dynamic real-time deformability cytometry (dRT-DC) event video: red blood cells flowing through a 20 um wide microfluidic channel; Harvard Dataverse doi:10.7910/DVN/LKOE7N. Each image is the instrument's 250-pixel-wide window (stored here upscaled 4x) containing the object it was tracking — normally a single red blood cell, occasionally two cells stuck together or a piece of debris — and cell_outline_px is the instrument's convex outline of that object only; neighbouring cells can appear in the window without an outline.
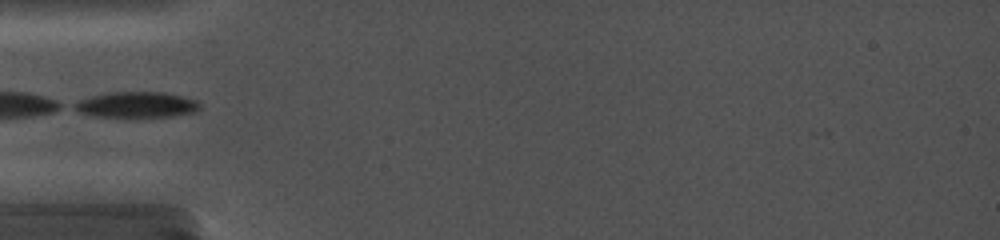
{"species": "common noctule bat (a hibernating species)", "species_latin": "Nyctalus noctula", "temperature_condition": "cold", "stored_images_in_passage": 22, "camera_frame_rate_fps": 5000, "um_per_image_px": 0.085, "animal": {"sex": "female", "body_mass_g": 19.0, "forearm_length_mm": 56.7}, "frame": {"image": 1, "passage_image": 1, "time_ms": 0.0, "image_size_px": [1000, 240], "cell_outline_px": [[200, 108], [196, 112], [172, 116], [92, 116], [80, 112], [72, 108], [72, 104], [80, 100], [104, 92], [164, 92], [184, 96], [196, 100], [200, 104]], "centroid_in_image_um": [11.61, 8.89], "position_along_channel_um": 73.4, "area_um2": 18.79}, "authors_computed_cell_mechanics": {"area_um2": 20.0277, "velocity_mm_per_s": 3.7928, "shape_relaxation_time_tau1_ms": null, "shape_relaxation_time_tau2_ms": 5.111, "deformation_change_tau1": null, "deformation_change_tau2": 0.0596}}